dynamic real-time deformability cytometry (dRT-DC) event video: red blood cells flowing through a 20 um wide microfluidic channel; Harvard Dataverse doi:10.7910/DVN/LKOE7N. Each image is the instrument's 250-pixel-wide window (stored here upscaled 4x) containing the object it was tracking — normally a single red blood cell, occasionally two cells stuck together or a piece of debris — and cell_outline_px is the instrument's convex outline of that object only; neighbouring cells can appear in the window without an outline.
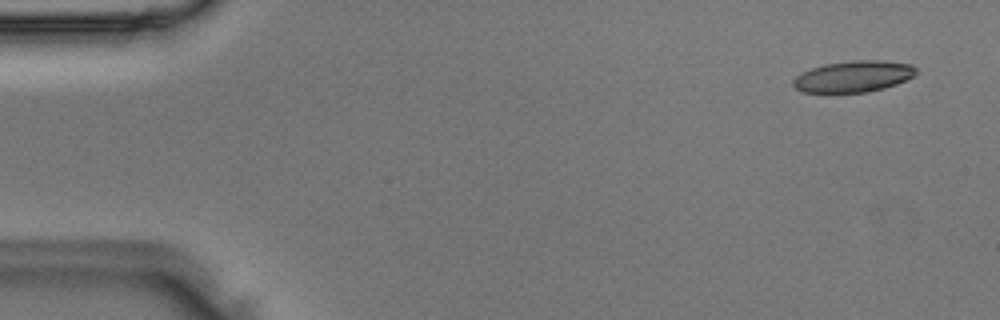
{"species": "Egyptian fruit bat (a non-hibernating species)", "species_latin": "Rousettus aegyptiacus", "temperature_condition": "room temperature", "stored_images_in_passage": 5, "segment_of_instrument_passage": [1, 2], "camera_frame_rate_fps": 3000, "um_per_image_px": 0.085, "animal": {"sex": "male"}, "frame": {"image": 1, "passage_image": 1, "time_ms": 0.0, "image_size_px": [1000, 320], "cell_outline_px": [[916, 76], [896, 84], [884, 88], [868, 92], [804, 92], [796, 88], [792, 84], [792, 80], [800, 72], [824, 64], [852, 60], [880, 60], [912, 64], [916, 68]], "centroid_in_image_um": [72.56, 6.49], "position_along_channel_um": 12.4, "area_um2": 22.54}}
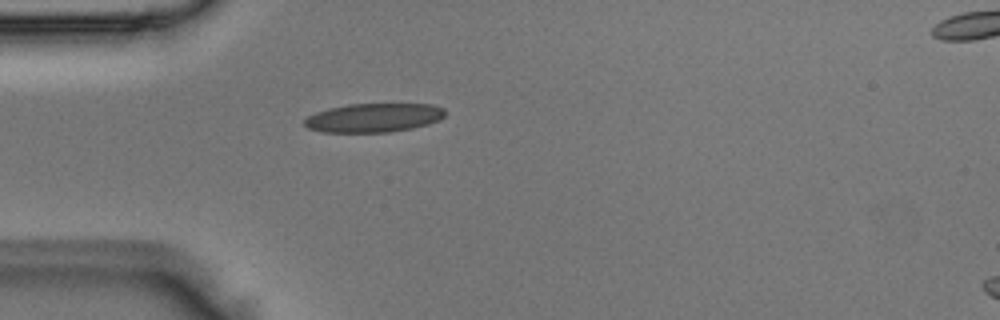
{"frame": {"image": 2, "passage_image": 4, "time_ms": 1.0, "image_size_px": [1000, 320], "cell_outline_px": [[444, 116], [440, 120], [428, 124], [412, 128], [392, 132], [320, 132], [308, 128], [304, 124], [304, 120], [308, 116], [316, 112], [328, 108], [348, 104], [432, 104], [444, 108]], "centroid_in_image_um": [31.76, 10.01], "position_along_channel_um": 53.2, "area_um2": 23.76}}